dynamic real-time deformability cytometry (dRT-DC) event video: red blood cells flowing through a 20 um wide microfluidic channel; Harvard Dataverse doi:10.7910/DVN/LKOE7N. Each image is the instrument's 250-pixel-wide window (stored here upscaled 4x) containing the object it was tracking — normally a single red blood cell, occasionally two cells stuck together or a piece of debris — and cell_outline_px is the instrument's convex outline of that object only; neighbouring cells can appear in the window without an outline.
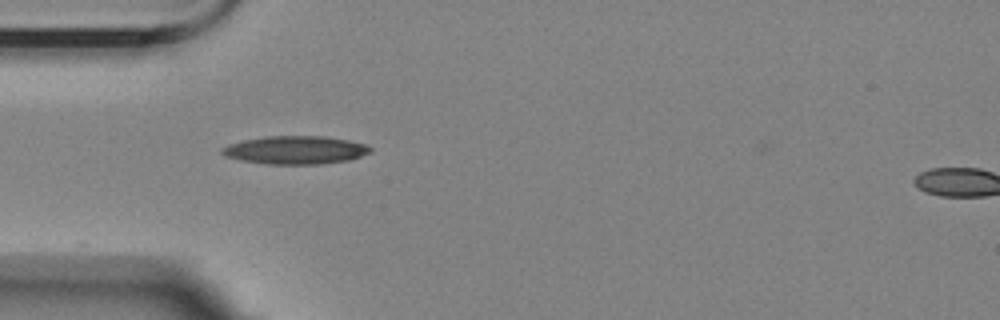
{"species": "Egyptian fruit bat (a non-hibernating species)", "species_latin": "Rousettus aegyptiacus", "temperature_condition": "room temperature", "stored_images_in_passage": 18, "camera_frame_rate_fps": 3000, "um_per_image_px": 0.085, "animal": {"sex": "female"}, "frame": {"image": 1, "passage_image": 1, "time_ms": 0.0, "image_size_px": [1000, 320], "cell_outline_px": [[372, 152], [348, 160], [320, 164], [268, 164], [240, 160], [224, 156], [220, 152], [220, 148], [228, 144], [244, 140], [264, 136], [324, 136], [348, 140], [364, 144], [372, 148]], "centroid_in_image_um": [25.07, 12.75], "position_along_channel_um": 59.9, "area_um2": 24.39}}
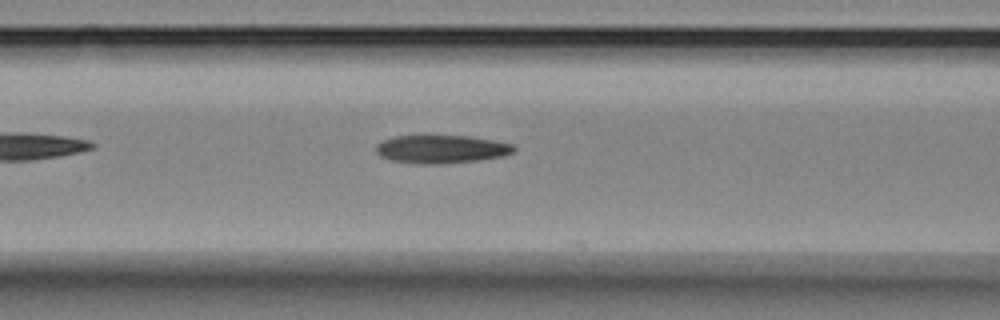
{"frame": {"image": 2, "passage_image": 7, "time_ms": 2.0, "image_size_px": [1000, 320], "cell_outline_px": [[516, 152], [504, 156], [476, 160], [444, 164], [420, 164], [392, 160], [380, 156], [376, 152], [376, 144], [392, 136], [428, 132], [468, 136], [492, 140], [512, 144], [516, 148]], "centroid_in_image_um": [37.47, 12.62], "position_along_channel_um": 129.1, "area_um2": 23.7}}
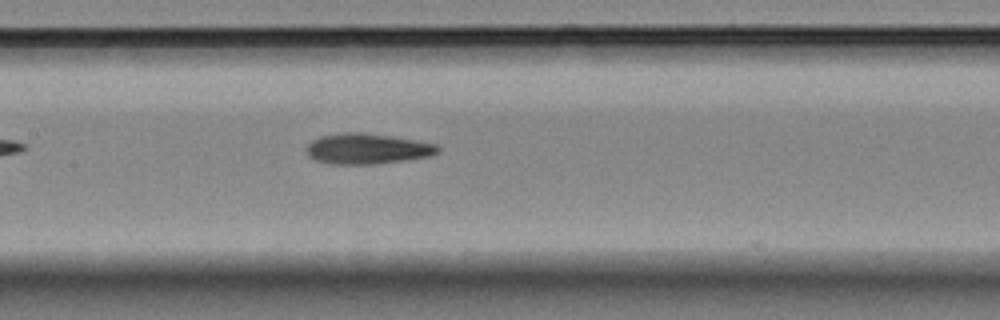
{"frame": {"image": 3, "passage_image": 11, "time_ms": 3.333, "image_size_px": [1000, 320], "cell_outline_px": [[440, 152], [428, 156], [408, 160], [376, 164], [328, 164], [316, 160], [308, 156], [308, 144], [312, 140], [320, 136], [344, 132], [364, 132], [392, 136], [416, 140], [436, 144], [440, 148]], "centroid_in_image_um": [31.23, 12.64], "position_along_channel_um": 176.2, "area_um2": 23.52}}